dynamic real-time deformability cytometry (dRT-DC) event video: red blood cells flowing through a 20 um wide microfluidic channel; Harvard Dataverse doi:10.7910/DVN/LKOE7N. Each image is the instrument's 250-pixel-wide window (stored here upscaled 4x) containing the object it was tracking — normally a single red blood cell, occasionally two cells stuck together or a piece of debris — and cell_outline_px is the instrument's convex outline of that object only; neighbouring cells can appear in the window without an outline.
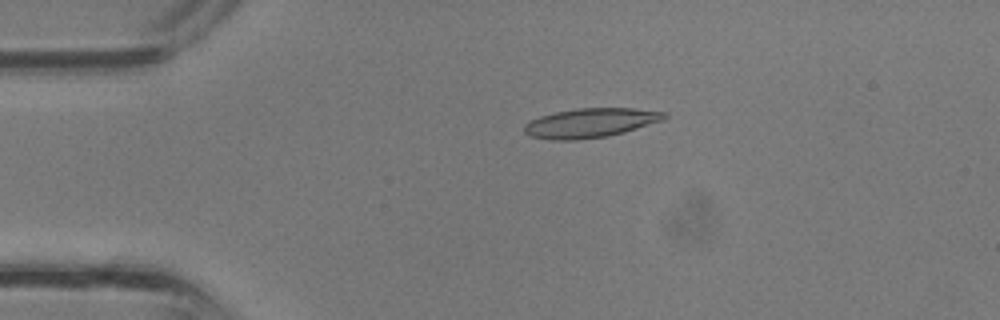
{"species": "common noctule bat (a hibernating species)", "species_latin": "Nyctalus noctula", "temperature_condition": "room temperature", "stored_images_in_passage": 36, "camera_frame_rate_fps": 3000, "um_per_image_px": 0.085, "animal": {"sex": "male", "body_mass_g": 13.3}, "frame": {"image": 1, "passage_image": 8, "time_ms": 2.333, "image_size_px": [1000, 320], "cell_outline_px": [[668, 116], [664, 120], [624, 132], [608, 136], [576, 140], [552, 140], [532, 136], [524, 132], [524, 124], [540, 116], [556, 112], [580, 108], [632, 108], [668, 112]], "centroid_in_image_um": [50.23, 10.44], "position_along_channel_um": 34.8, "area_um2": 23.87}}
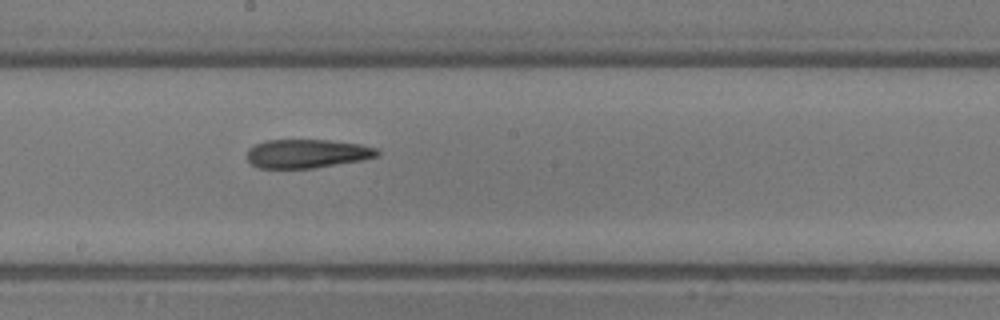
{"frame": {"image": 2, "passage_image": 20, "time_ms": 6.333, "image_size_px": [1000, 320], "cell_outline_px": [[380, 152], [376, 156], [364, 160], [312, 168], [260, 168], [252, 164], [248, 160], [248, 148], [256, 144], [268, 140], [328, 140], [360, 144], [376, 148]], "centroid_in_image_um": [26.11, 13.05], "position_along_channel_um": 222.1, "area_um2": 21.68}}
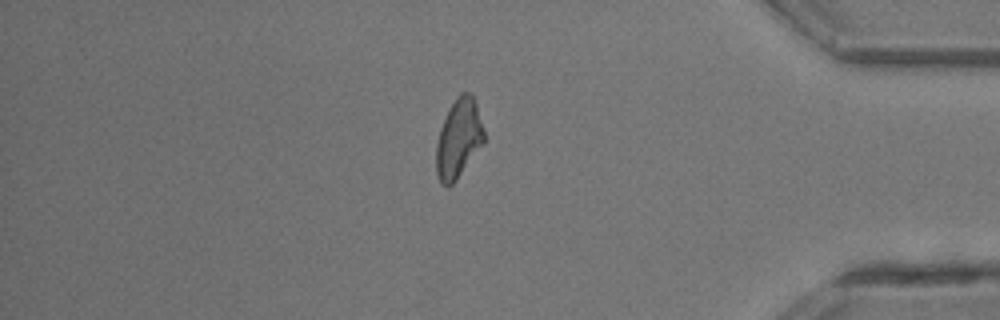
{"frame": {"image": 3, "passage_image": 31, "time_ms": 10.0, "image_size_px": [1000, 320], "cell_outline_px": [[484, 144], [456, 180], [448, 188], [440, 184], [436, 172], [436, 144], [440, 128], [456, 96], [460, 92], [468, 92], [472, 96], [476, 104], [484, 132]], "centroid_in_image_um": [38.97, 11.82], "position_along_channel_um": 396.2, "area_um2": 21.96}}